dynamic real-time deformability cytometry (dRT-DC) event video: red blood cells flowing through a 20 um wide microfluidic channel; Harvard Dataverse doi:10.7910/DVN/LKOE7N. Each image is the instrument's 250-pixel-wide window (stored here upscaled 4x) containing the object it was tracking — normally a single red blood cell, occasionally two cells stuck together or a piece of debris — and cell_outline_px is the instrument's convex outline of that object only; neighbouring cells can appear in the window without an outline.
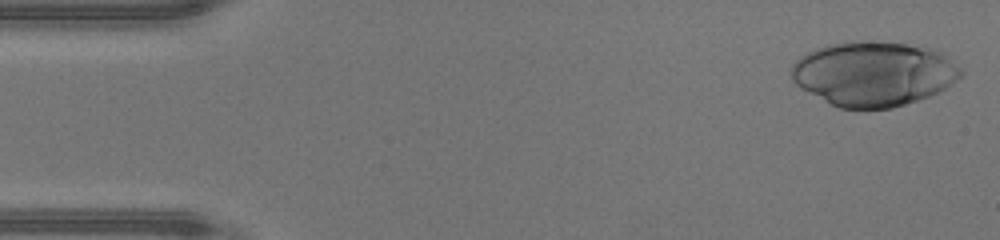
{"species": "human", "species_latin": "Homo sapiens", "temperature_condition": "warm", "stored_images_in_passage": 46, "camera_frame_rate_fps": 3000, "um_per_image_px": 0.085, "donor": {"sex": "male"}, "frame": {"image": 1, "passage_image": 1, "time_ms": 0.0, "image_size_px": [1000, 240], "cell_outline_px": [[964, 72], [956, 80], [940, 92], [892, 108], [840, 108], [800, 88], [792, 80], [788, 72], [792, 64], [800, 56], [816, 48], [828, 44], [848, 40], [852, 40], [904, 44], [936, 48], [944, 52]], "centroid_in_image_um": [74.24, 6.25], "position_along_channel_um": 10.8, "area_um2": 64.04}}